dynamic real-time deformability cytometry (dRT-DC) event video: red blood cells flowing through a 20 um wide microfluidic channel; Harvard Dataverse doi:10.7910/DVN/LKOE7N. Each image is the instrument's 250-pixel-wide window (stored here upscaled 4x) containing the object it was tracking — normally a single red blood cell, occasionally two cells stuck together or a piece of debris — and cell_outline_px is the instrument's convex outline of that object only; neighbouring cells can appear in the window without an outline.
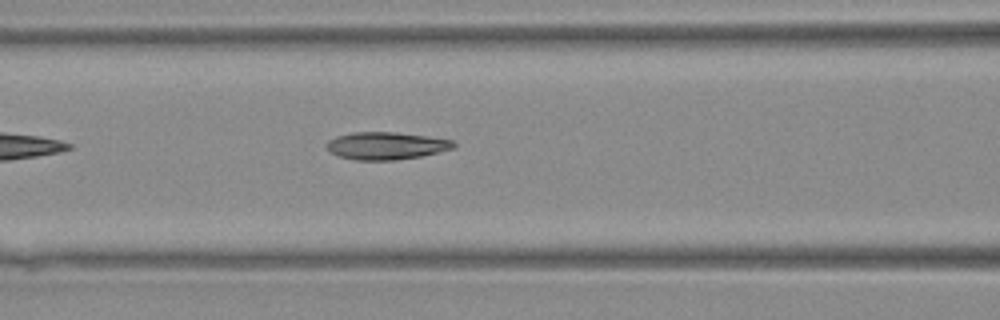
{"species": "Egyptian fruit bat (a non-hibernating species)", "species_latin": "Rousettus aegyptiacus", "temperature_condition": "warm", "stored_images_in_passage": 11, "camera_frame_rate_fps": 3000, "um_per_image_px": 0.085, "animal": {"sex": "female"}, "frame": {"image": 1, "passage_image": 5, "time_ms": 1.333, "image_size_px": [1000, 320], "cell_outline_px": [[456, 144], [452, 148], [420, 156], [396, 160], [356, 160], [340, 156], [332, 152], [328, 148], [328, 140], [336, 136], [352, 132], [396, 132], [428, 136], [452, 140]], "centroid_in_image_um": [32.82, 12.38], "position_along_channel_um": 133.8, "area_um2": 20.06}}
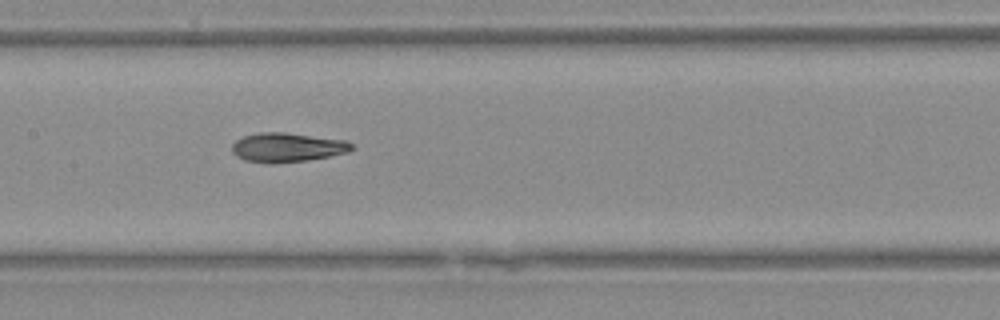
{"frame": {"image": 2, "passage_image": 8, "time_ms": 2.333, "image_size_px": [1000, 320], "cell_outline_px": [[356, 148], [348, 152], [328, 156], [304, 160], [244, 160], [236, 156], [232, 152], [232, 144], [236, 140], [244, 136], [260, 132], [284, 132], [344, 140], [352, 144]], "centroid_in_image_um": [24.44, 12.47], "position_along_channel_um": 183.0, "area_um2": 19.42}}